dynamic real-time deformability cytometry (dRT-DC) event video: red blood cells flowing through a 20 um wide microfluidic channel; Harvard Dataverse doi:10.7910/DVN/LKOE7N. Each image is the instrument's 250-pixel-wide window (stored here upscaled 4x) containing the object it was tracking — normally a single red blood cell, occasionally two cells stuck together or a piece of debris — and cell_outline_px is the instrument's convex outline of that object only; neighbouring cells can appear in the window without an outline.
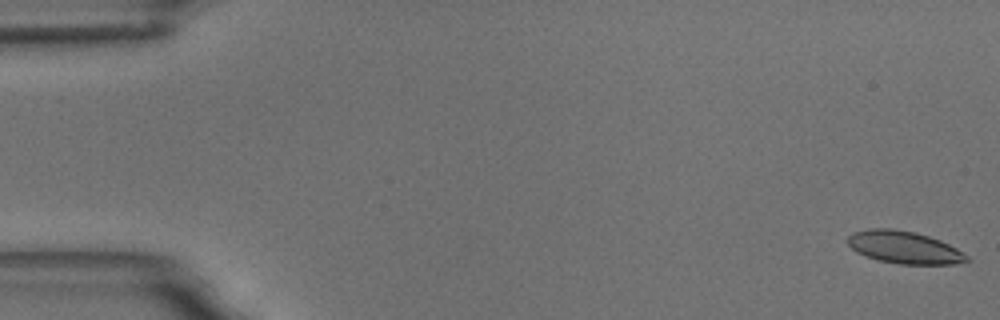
{"species": "common noctule bat (a hibernating species)", "species_latin": "Nyctalus noctula", "temperature_condition": "room temperature", "stored_images_in_passage": 58, "camera_frame_rate_fps": 3000, "um_per_image_px": 0.085, "animal": {"sex": "male", "body_mass_g": 18.8}, "frame": {"image": 1, "passage_image": 1, "time_ms": 0.0, "image_size_px": [1000, 320], "cell_outline_px": [[972, 260], [956, 264], [900, 264], [876, 260], [864, 256], [856, 252], [844, 240], [852, 232], [868, 228], [892, 228], [916, 232], [940, 240], [956, 248], [968, 256]], "centroid_in_image_um": [76.81, 21.02], "position_along_channel_um": 8.2, "area_um2": 22.83}}
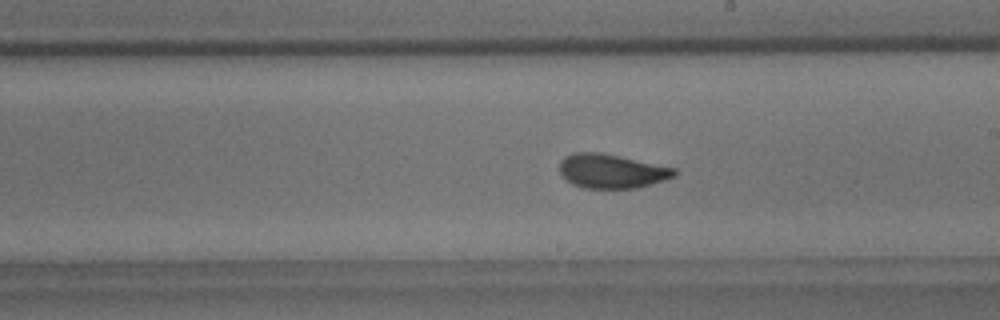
{"frame": {"image": 2, "passage_image": 33, "time_ms": 10.667, "image_size_px": [1000, 320], "cell_outline_px": [[676, 176], [664, 180], [636, 188], [584, 188], [572, 184], [560, 172], [560, 160], [564, 156], [572, 152], [600, 152], [676, 168]], "centroid_in_image_um": [51.97, 14.54], "position_along_channel_um": 237.0, "area_um2": 22.77}}
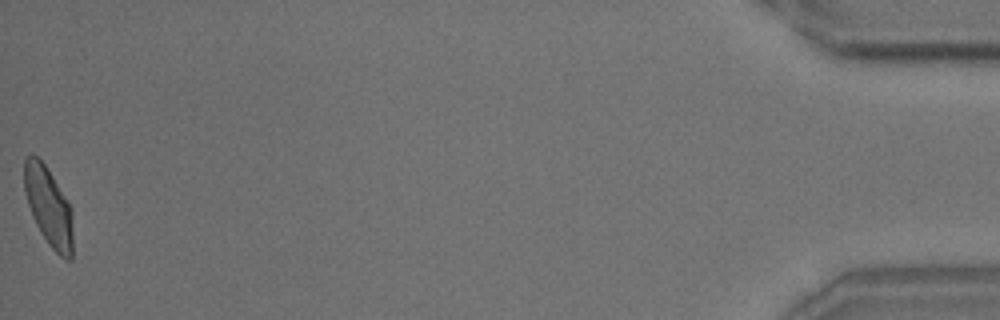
{"frame": {"image": 3, "passage_image": 58, "time_ms": 19.0, "image_size_px": [1000, 320], "cell_outline_px": [[72, 260], [64, 260], [48, 244], [40, 232], [32, 216], [24, 192], [24, 160], [32, 152], [44, 164], [68, 200], [72, 208]], "centroid_in_image_um": [4.13, 17.57], "position_along_channel_um": 431.1, "area_um2": 22.48}, "authors_computed_cell_mechanics": {"area_um2": 22.8888, "velocity_mm_per_s": 3.4962, "shape_relaxation_time_tau1_ms": 5.913, "shape_relaxation_time_tau2_ms": 1.6019, "deformation_change_tau1": 0.1704, "deformation_change_tau2": 0.054}}